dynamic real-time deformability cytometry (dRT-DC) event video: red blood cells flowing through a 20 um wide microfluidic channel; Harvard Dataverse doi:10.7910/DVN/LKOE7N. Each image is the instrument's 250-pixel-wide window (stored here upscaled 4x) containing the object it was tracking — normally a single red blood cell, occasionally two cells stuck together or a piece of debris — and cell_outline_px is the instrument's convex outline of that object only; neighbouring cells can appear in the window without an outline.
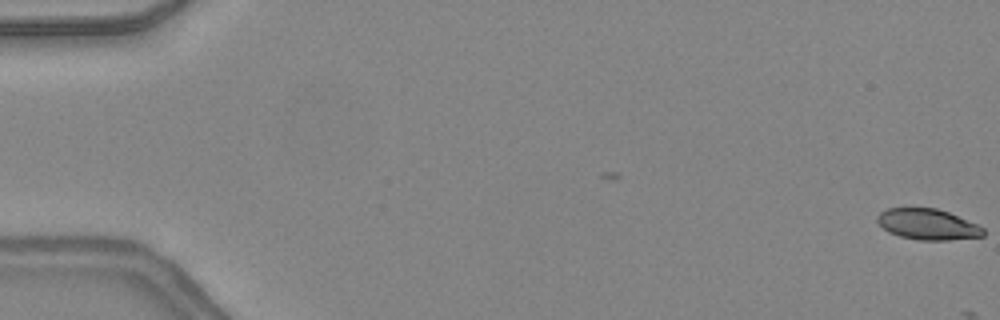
{"species": "common noctule bat (a hibernating species)", "species_latin": "Nyctalus noctula", "temperature_condition": "warm", "stored_images_in_passage": 5, "camera_frame_rate_fps": 3000, "um_per_image_px": 0.085, "animal": {"sex": "female", "body_mass_g": 24.6, "forearm_length_mm": 56.2}, "frame": {"image": 1, "passage_image": 1, "time_ms": 0.0, "image_size_px": [1000, 320], "cell_outline_px": [[984, 236], [948, 240], [920, 240], [900, 236], [888, 232], [876, 220], [876, 216], [880, 212], [888, 208], [936, 208], [948, 212], [976, 224], [984, 228]], "centroid_in_image_um": [78.84, 19.07], "position_along_channel_um": 6.2, "area_um2": 18.9}}